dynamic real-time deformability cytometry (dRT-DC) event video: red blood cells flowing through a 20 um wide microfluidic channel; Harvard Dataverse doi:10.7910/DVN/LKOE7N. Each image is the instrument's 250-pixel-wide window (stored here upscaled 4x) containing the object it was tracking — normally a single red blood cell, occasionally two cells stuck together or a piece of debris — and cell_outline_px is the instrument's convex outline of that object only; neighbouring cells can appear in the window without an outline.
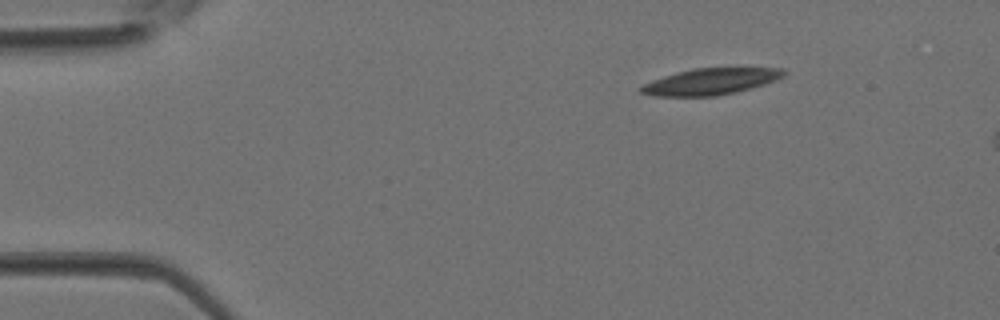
{"species": "Egyptian fruit bat (a non-hibernating species)", "species_latin": "Rousettus aegyptiacus", "temperature_condition": "room temperature", "stored_images_in_passage": 5, "camera_frame_rate_fps": 3000, "um_per_image_px": 0.085, "animal": {"sex": "female"}, "frame": {"image": 1, "passage_image": 1, "time_ms": 0.0, "image_size_px": [1000, 320], "cell_outline_px": [[788, 72], [784, 76], [776, 80], [752, 88], [736, 92], [716, 96], [652, 96], [640, 92], [640, 88], [644, 84], [652, 80], [676, 72], [692, 68], [736, 64], [784, 68]], "centroid_in_image_um": [60.55, 6.85], "position_along_channel_um": 24.4, "area_um2": 23.35}}